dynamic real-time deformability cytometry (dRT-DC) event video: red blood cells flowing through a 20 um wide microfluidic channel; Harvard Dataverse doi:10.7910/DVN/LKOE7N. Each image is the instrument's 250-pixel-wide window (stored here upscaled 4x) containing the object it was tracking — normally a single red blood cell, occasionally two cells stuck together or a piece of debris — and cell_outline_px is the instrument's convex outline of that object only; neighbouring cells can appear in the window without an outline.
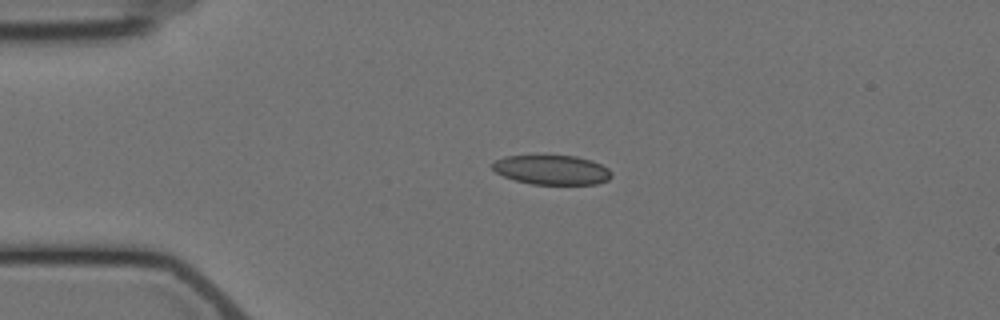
{"species": "Egyptian fruit bat (a non-hibernating species)", "species_latin": "Rousettus aegyptiacus", "temperature_condition": "cold", "stored_images_in_passage": 4, "camera_frame_rate_fps": 3000, "um_per_image_px": 0.085, "animal": {"sex": "female"}, "frame": {"image": 1, "passage_image": 3, "time_ms": 2.333, "image_size_px": [1000, 320], "cell_outline_px": [[612, 176], [608, 180], [596, 184], [532, 184], [516, 180], [504, 176], [496, 172], [492, 168], [492, 164], [496, 160], [504, 156], [576, 156], [592, 160], [608, 168], [612, 172]], "centroid_in_image_um": [46.93, 14.44], "position_along_channel_um": 38.1, "area_um2": 20.35}}